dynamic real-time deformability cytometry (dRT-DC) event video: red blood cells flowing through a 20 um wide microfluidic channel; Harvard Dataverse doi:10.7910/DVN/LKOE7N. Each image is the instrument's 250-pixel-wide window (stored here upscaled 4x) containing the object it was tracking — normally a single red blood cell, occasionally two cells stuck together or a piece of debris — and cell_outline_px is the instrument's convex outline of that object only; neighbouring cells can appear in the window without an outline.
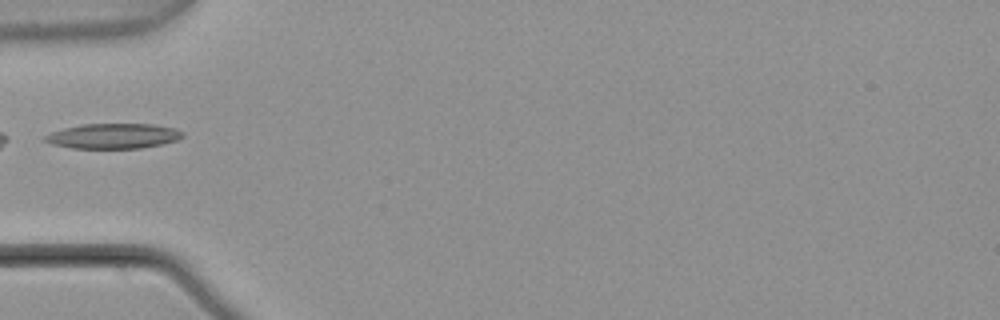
{"species": "common noctule bat (a hibernating species)", "species_latin": "Nyctalus noctula", "temperature_condition": "warm", "stored_images_in_passage": 5, "camera_frame_rate_fps": 3000, "um_per_image_px": 0.085, "animal": {"sex": "male", "body_mass_g": 21.5, "forearm_length_mm": 52.0}, "frame": {"image": 1, "passage_image": 5, "time_ms": 1.333, "image_size_px": [1000, 320], "cell_outline_px": [[184, 136], [176, 140], [160, 144], [140, 148], [72, 148], [52, 144], [44, 140], [44, 136], [52, 132], [64, 128], [80, 124], [152, 124], [176, 128], [184, 132]], "centroid_in_image_um": [9.64, 11.55], "position_along_channel_um": 75.4, "area_um2": 20.06}}